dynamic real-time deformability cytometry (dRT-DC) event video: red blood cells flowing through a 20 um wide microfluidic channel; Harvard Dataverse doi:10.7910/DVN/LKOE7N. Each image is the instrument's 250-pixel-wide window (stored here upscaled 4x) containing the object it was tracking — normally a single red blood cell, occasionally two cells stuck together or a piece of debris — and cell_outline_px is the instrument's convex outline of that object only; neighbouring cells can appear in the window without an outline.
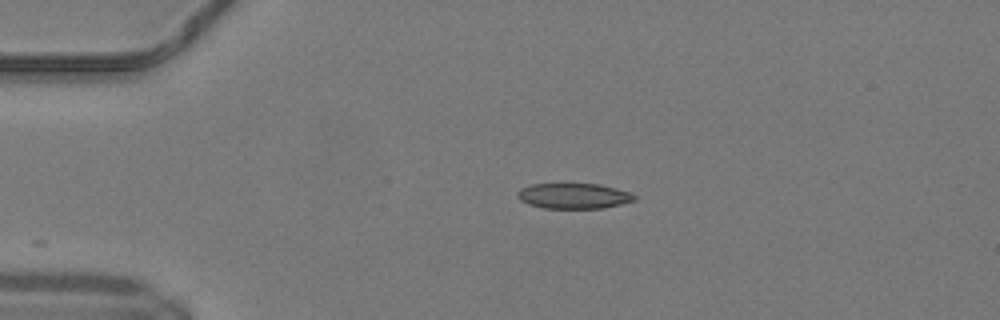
{"species": "common noctule bat (a hibernating species)", "species_latin": "Nyctalus noctula", "temperature_condition": "warm", "stored_images_in_passage": 39, "camera_frame_rate_fps": 3000, "um_per_image_px": 0.085, "animal": {"sex": "male", "body_mass_g": 19.2, "forearm_length_mm": 51.8}, "frame": {"image": 1, "passage_image": 1, "time_ms": 0.0, "image_size_px": [1000, 320], "cell_outline_px": [[636, 200], [604, 208], [544, 208], [528, 204], [520, 200], [516, 196], [516, 192], [520, 188], [532, 184], [600, 184], [632, 192], [636, 196]], "centroid_in_image_um": [48.76, 16.65], "position_along_channel_um": 36.2, "area_um2": 17.46}}
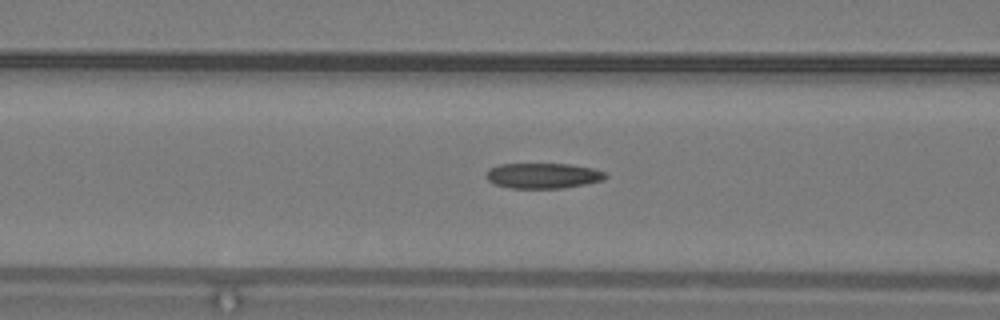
{"frame": {"image": 2, "passage_image": 10, "time_ms": 3.0, "image_size_px": [1000, 320], "cell_outline_px": [[608, 176], [604, 180], [584, 184], [560, 188], [512, 188], [496, 184], [488, 180], [488, 168], [500, 164], [568, 164], [592, 168], [604, 172]], "centroid_in_image_um": [46.17, 14.93], "position_along_channel_um": 120.4, "area_um2": 17.4}}
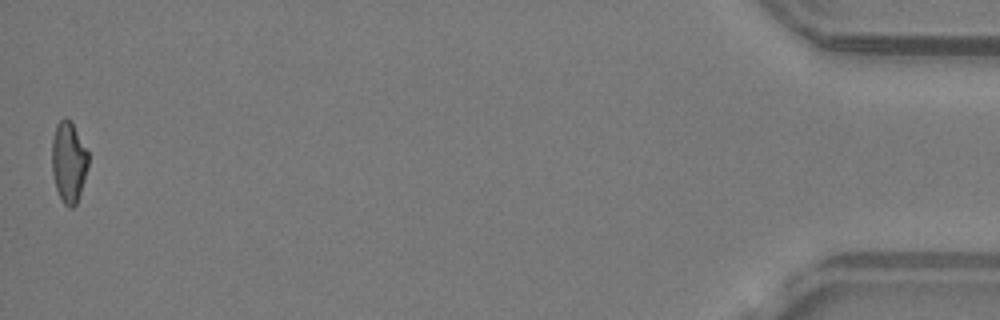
{"frame": {"image": 3, "passage_image": 39, "time_ms": 12.667, "image_size_px": [1000, 320], "cell_outline_px": [[88, 168], [76, 204], [72, 208], [68, 208], [64, 204], [56, 188], [52, 172], [52, 140], [56, 124], [64, 116], [72, 120], [88, 152]], "centroid_in_image_um": [5.84, 13.72], "position_along_channel_um": 429.4, "area_um2": 17.28}}